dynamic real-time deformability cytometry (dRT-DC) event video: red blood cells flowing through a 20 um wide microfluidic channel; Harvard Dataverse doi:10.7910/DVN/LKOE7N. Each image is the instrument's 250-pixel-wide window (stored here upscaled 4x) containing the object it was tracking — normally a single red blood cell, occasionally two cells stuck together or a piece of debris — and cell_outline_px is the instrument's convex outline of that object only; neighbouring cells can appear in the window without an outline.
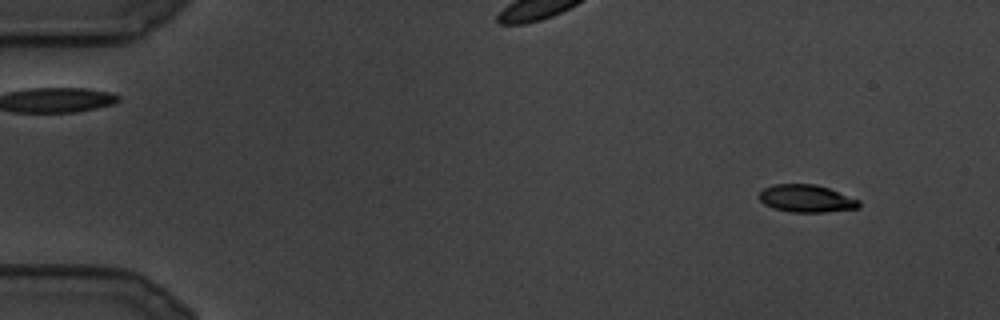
{"species": "common noctule bat (a hibernating species)", "species_latin": "Nyctalus noctula", "temperature_condition": "cold", "stored_images_in_passage": 93, "camera_frame_rate_fps": 3000, "um_per_image_px": 0.085, "animal": {"sex": "male", "body_mass_g": 19.5, "forearm_length_mm": 54.6}, "frame": {"image": 1, "passage_image": 1, "time_ms": 0.0, "image_size_px": [1000, 320], "cell_outline_px": [[860, 208], [824, 212], [792, 212], [772, 208], [764, 204], [756, 196], [764, 188], [772, 184], [816, 184], [828, 188], [860, 200]], "centroid_in_image_um": [68.52, 16.87], "position_along_channel_um": 16.5, "area_um2": 16.13}}
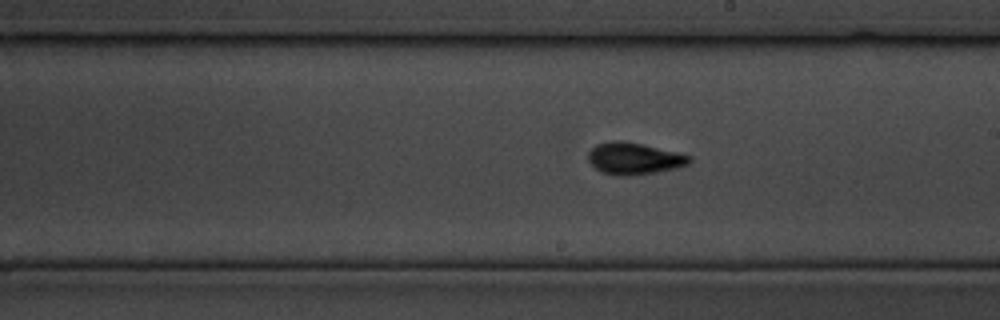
{"frame": {"image": 2, "passage_image": 52, "time_ms": 17.0, "image_size_px": [1000, 320], "cell_outline_px": [[692, 160], [688, 164], [676, 168], [656, 172], [604, 172], [596, 168], [588, 160], [588, 152], [596, 144], [612, 140], [620, 140], [640, 144], [676, 152], [692, 156]], "centroid_in_image_um": [53.92, 13.41], "position_along_channel_um": 235.1, "area_um2": 17.69}}
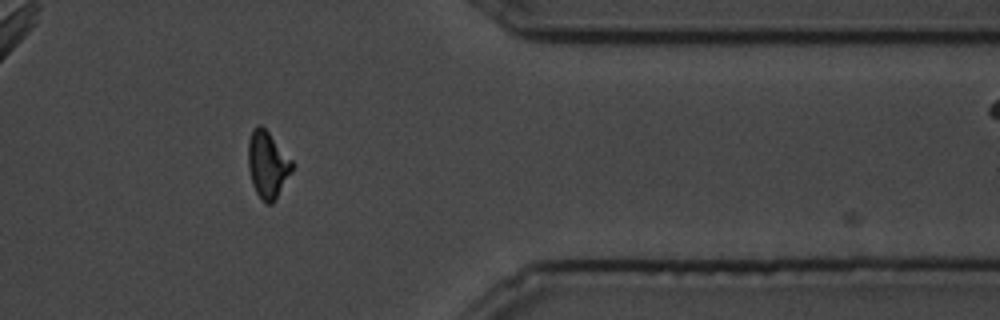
{"frame": {"image": 3, "passage_image": 78, "time_ms": 25.667, "image_size_px": [1000, 320], "cell_outline_px": [[292, 172], [272, 204], [264, 204], [256, 192], [252, 184], [248, 168], [248, 140], [252, 128], [256, 124], [260, 124], [268, 132], [292, 160]], "centroid_in_image_um": [22.71, 13.99], "position_along_channel_um": 388.7, "area_um2": 17.11}}